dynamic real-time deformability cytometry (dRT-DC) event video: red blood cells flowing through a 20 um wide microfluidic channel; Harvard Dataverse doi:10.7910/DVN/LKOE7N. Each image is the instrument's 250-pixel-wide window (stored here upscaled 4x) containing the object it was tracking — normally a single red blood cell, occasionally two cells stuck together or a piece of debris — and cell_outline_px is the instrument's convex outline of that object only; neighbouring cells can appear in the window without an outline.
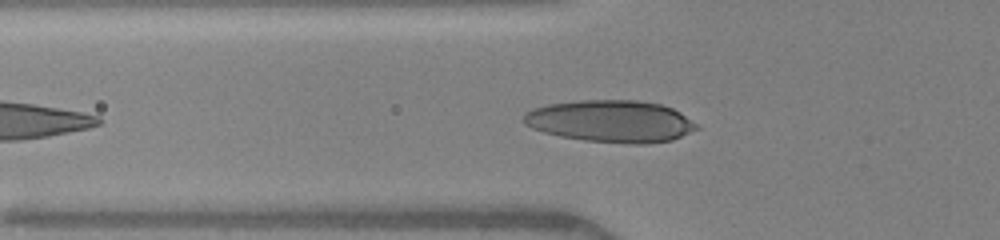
{"species": "human", "species_latin": "Homo sapiens", "temperature_condition": "warm", "stored_images_in_passage": 29, "camera_frame_rate_fps": 3000, "um_per_image_px": 0.085, "donor": {"sex": "female"}, "frame": {"image": 1, "passage_image": 7, "time_ms": 2.0, "image_size_px": [1000, 240], "cell_outline_px": [[700, 128], [672, 140], [648, 144], [632, 144], [584, 140], [560, 136], [544, 132], [532, 128], [524, 124], [524, 112], [532, 108], [548, 104], [580, 100], [636, 100], [660, 104], [672, 108], [680, 112], [700, 124]], "centroid_in_image_um": [51.95, 10.3], "position_along_channel_um": 73.9, "area_um2": 42.66}}
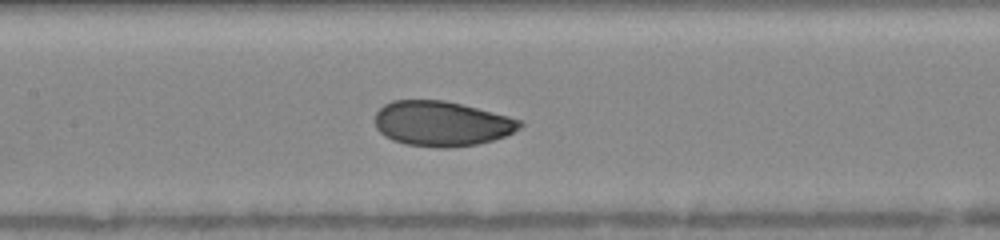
{"frame": {"image": 2, "passage_image": 14, "time_ms": 4.333, "image_size_px": [1000, 240], "cell_outline_px": [[524, 124], [520, 128], [504, 136], [492, 140], [476, 144], [448, 148], [436, 148], [404, 144], [392, 140], [384, 136], [376, 128], [376, 112], [384, 104], [392, 100], [444, 100], [524, 120]], "centroid_in_image_um": [37.53, 10.51], "position_along_channel_um": 169.9, "area_um2": 38.03}}
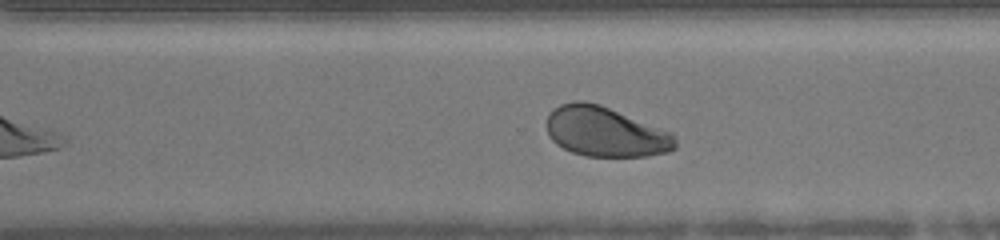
{"frame": {"image": 3, "passage_image": 25, "time_ms": 8.0, "image_size_px": [1000, 240], "cell_outline_px": [[676, 148], [668, 152], [648, 156], [584, 156], [572, 152], [556, 144], [548, 136], [544, 124], [548, 112], [560, 104], [576, 100], [584, 100], [600, 104], [672, 132], [676, 140]], "centroid_in_image_um": [51.41, 11.19], "position_along_channel_um": 319.2, "area_um2": 37.92}, "authors_computed_cell_mechanics": {"area_um2": 38.2058, "velocity_mm_per_s": 4.0919, "shape_relaxation_time_tau1_ms": 2.5843, "shape_relaxation_time_tau2_ms": 0.9858, "deformation_change_tau1": 0.1206, "deformation_change_tau2": 0.0489}}